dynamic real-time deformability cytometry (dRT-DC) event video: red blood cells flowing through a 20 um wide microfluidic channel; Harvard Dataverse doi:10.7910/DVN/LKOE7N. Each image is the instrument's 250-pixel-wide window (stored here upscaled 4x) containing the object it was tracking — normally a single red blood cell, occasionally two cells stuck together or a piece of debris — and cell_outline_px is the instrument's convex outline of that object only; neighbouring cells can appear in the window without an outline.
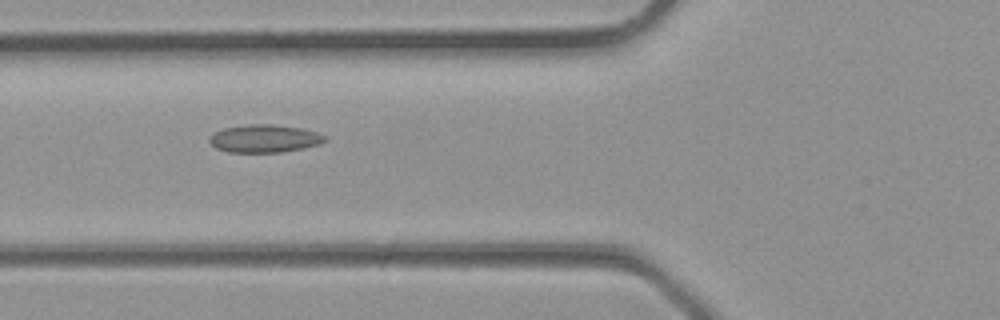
{"species": "common noctule bat (a hibernating species)", "species_latin": "Nyctalus noctula", "temperature_condition": "room temperature", "stored_images_in_passage": 21, "camera_frame_rate_fps": 3000, "um_per_image_px": 0.085, "animal": {"sex": "male", "body_mass_g": 23.1, "forearm_length_mm": 52.7}, "frame": {"image": 1, "passage_image": 4, "time_ms": 1.0, "image_size_px": [1000, 320], "cell_outline_px": [[328, 140], [320, 144], [280, 152], [228, 152], [216, 148], [208, 140], [216, 132], [224, 128], [252, 124], [272, 124], [300, 128], [316, 132], [328, 136]], "centroid_in_image_um": [22.52, 11.77], "position_along_channel_um": 103.3, "area_um2": 18.5}}
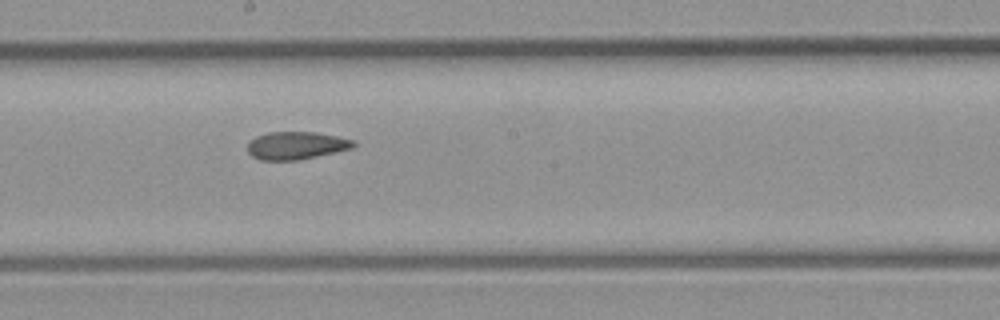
{"frame": {"image": 2, "passage_image": 10, "time_ms": 3.0, "image_size_px": [1000, 320], "cell_outline_px": [[356, 144], [352, 148], [336, 152], [300, 160], [260, 160], [252, 156], [248, 152], [248, 144], [256, 136], [268, 132], [312, 132], [336, 136], [352, 140]], "centroid_in_image_um": [25.16, 12.37], "position_along_channel_um": 223.0, "area_um2": 16.99}}
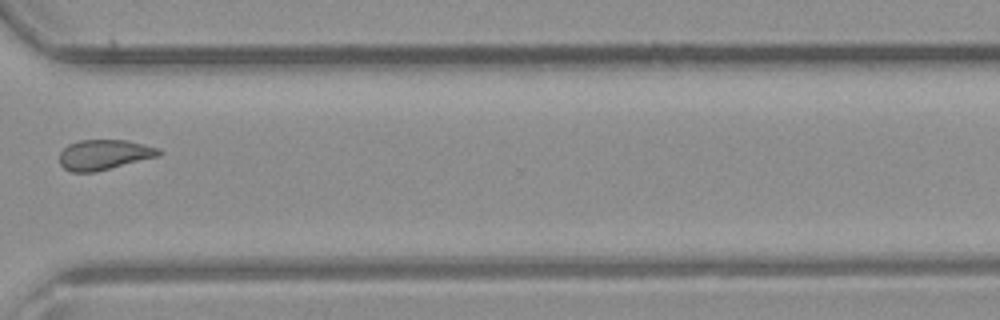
{"frame": {"image": 3, "passage_image": 17, "time_ms": 5.333, "image_size_px": [1000, 320], "cell_outline_px": [[164, 152], [160, 156], [92, 172], [72, 172], [64, 168], [60, 164], [60, 152], [68, 144], [80, 140], [124, 140], [160, 148]], "centroid_in_image_um": [8.86, 13.14], "position_along_channel_um": 361.7, "area_um2": 17.34}}